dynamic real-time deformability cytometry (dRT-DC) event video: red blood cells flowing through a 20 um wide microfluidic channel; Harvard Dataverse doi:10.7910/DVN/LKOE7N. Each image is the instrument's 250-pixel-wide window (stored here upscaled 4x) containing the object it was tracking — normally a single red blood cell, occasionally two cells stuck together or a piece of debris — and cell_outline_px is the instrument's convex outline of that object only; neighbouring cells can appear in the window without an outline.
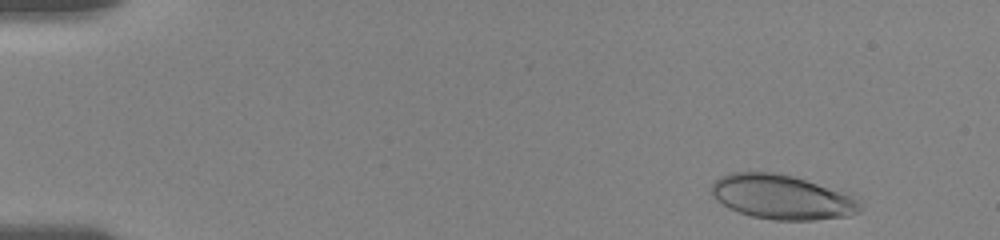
{"species": "human", "species_latin": "Homo sapiens", "temperature_condition": "room temperature", "stored_images_in_passage": 54, "camera_frame_rate_fps": 3000, "um_per_image_px": 0.085, "donor": {"sex": "female"}, "frame": {"image": 1, "passage_image": 4, "time_ms": 0.667, "image_size_px": [1000, 240], "cell_outline_px": [[860, 212], [848, 216], [816, 220], [772, 220], [752, 216], [728, 208], [716, 200], [712, 192], [712, 184], [716, 180], [732, 172], [772, 172], [792, 176], [852, 192], [860, 200]], "centroid_in_image_um": [66.56, 16.75], "position_along_channel_um": 18.4, "area_um2": 38.96}}
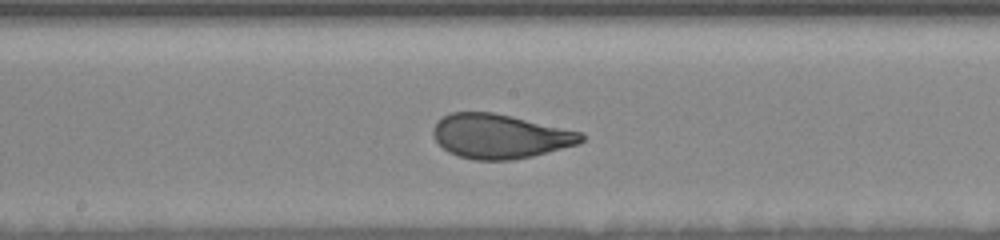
{"frame": {"image": 2, "passage_image": 32, "time_ms": 9.0, "image_size_px": [1000, 240], "cell_outline_px": [[584, 140], [580, 144], [532, 156], [512, 160], [476, 160], [460, 156], [448, 152], [436, 140], [432, 132], [432, 128], [436, 120], [452, 112], [492, 112], [512, 116], [580, 132], [584, 136]], "centroid_in_image_um": [42.48, 11.58], "position_along_channel_um": 205.7, "area_um2": 38.15}}
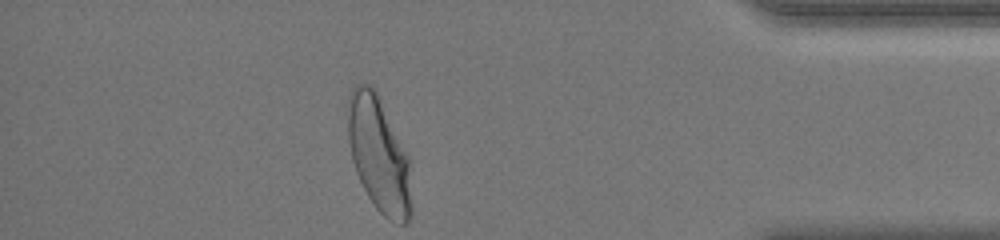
{"frame": {"image": 3, "passage_image": 54, "time_ms": 15.333, "image_size_px": [1000, 240], "cell_outline_px": [[412, 216], [404, 224], [400, 224], [388, 220], [376, 208], [368, 196], [356, 172], [352, 160], [348, 140], [348, 96], [352, 88], [356, 84], [368, 84], [380, 96], [408, 156], [412, 204]], "centroid_in_image_um": [32.21, 13.15], "position_along_channel_um": 403.0, "area_um2": 42.83}, "authors_computed_cell_mechanics": {"area_um2": 38.3792, "velocity_mm_per_s": 3.6179, "shape_relaxation_time_tau1_ms": 4.7379, "shape_relaxation_time_tau2_ms": null, "deformation_change_tau1": 0.2019, "deformation_change_tau2": null}}